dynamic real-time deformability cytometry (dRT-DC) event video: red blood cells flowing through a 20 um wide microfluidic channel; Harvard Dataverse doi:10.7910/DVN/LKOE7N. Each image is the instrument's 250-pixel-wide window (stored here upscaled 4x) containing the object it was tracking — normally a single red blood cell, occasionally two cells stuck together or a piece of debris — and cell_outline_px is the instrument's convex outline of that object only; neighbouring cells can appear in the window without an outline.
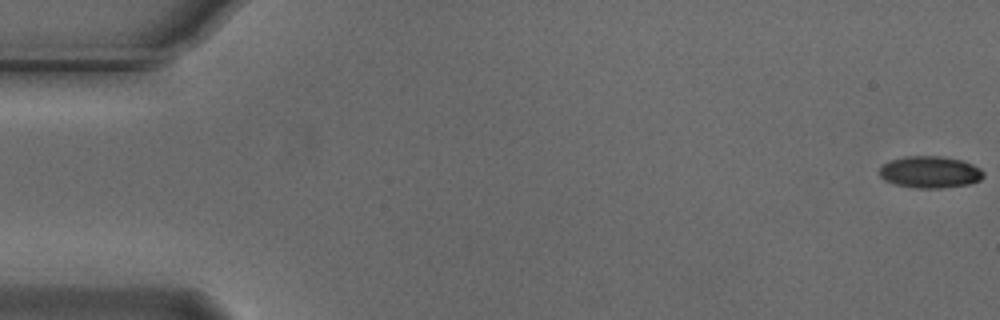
{"species": "Egyptian fruit bat (a non-hibernating species)", "species_latin": "Rousettus aegyptiacus", "temperature_condition": "cold", "stored_images_in_passage": 55, "camera_frame_rate_fps": 3000, "um_per_image_px": 0.085, "animal": {"sex": "male"}, "frame": {"image": 1, "passage_image": 1, "time_ms": 0.0, "image_size_px": [1000, 320], "cell_outline_px": [[984, 176], [980, 180], [968, 184], [940, 188], [916, 188], [896, 184], [884, 180], [880, 176], [880, 168], [884, 164], [892, 160], [904, 156], [940, 156], [964, 160], [980, 168], [984, 172]], "centroid_in_image_um": [79.07, 14.62], "position_along_channel_um": 5.9, "area_um2": 19.25}}
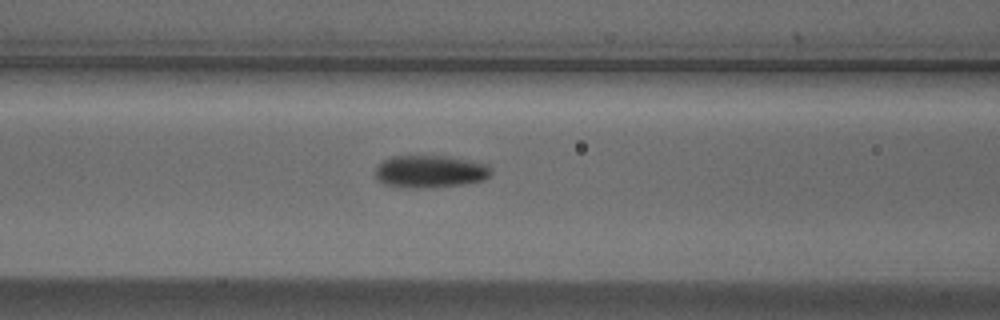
{"frame": {"image": 2, "passage_image": 23, "time_ms": 7.333, "image_size_px": [1000, 320], "cell_outline_px": [[492, 176], [484, 180], [464, 184], [424, 188], [408, 188], [388, 184], [380, 180], [376, 176], [376, 168], [384, 160], [392, 156], [444, 156], [468, 160], [488, 164], [492, 168]], "centroid_in_image_um": [36.64, 14.58], "position_along_channel_um": 130.0, "area_um2": 21.79}}
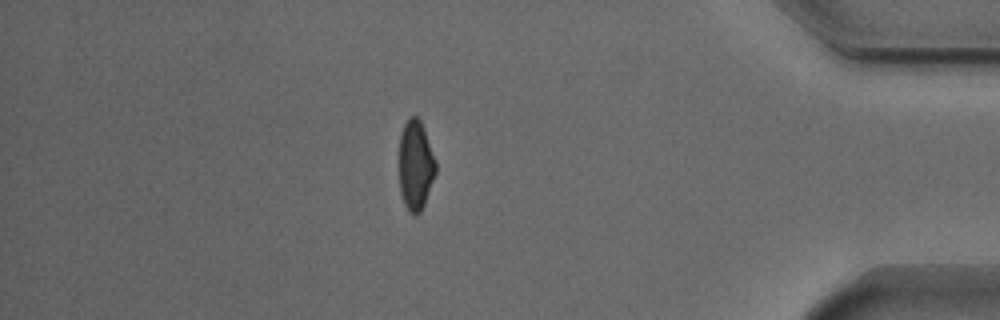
{"frame": {"image": 3, "passage_image": 48, "time_ms": 15.667, "image_size_px": [1000, 320], "cell_outline_px": [[436, 172], [424, 204], [420, 212], [416, 216], [412, 216], [408, 212], [404, 204], [400, 192], [400, 136], [404, 124], [408, 116], [416, 116], [420, 120], [424, 128], [436, 160]], "centroid_in_image_um": [35.33, 14.06], "position_along_channel_um": 399.9, "area_um2": 19.25}, "authors_computed_cell_mechanics": {"area_um2": 19.9988, "velocity_mm_per_s": 3.732, "shape_relaxation_time_tau1_ms": 2.8353, "shape_relaxation_time_tau2_ms": null, "deformation_change_tau1": 0.1112, "deformation_change_tau2": null}}